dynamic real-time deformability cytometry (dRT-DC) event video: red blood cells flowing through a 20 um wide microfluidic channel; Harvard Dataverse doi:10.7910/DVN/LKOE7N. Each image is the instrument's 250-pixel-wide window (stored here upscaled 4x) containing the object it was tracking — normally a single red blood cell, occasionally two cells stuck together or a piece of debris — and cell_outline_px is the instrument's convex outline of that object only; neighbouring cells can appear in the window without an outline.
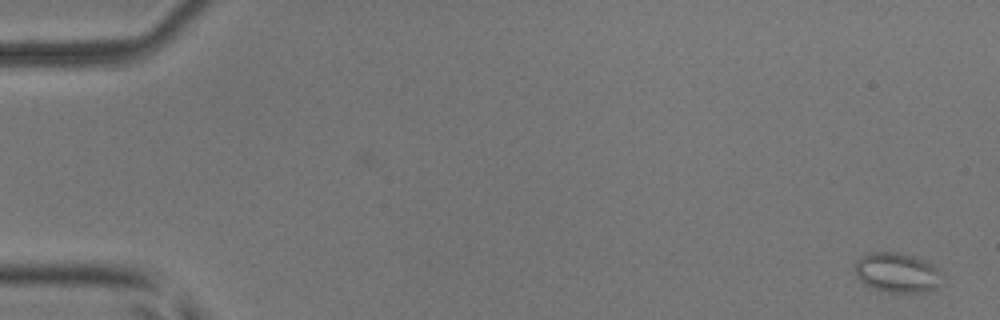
{"species": "common noctule bat (a hibernating species)", "species_latin": "Nyctalus noctula", "temperature_condition": "room temperature", "stored_images_in_passage": 52, "camera_frame_rate_fps": 3000, "um_per_image_px": 0.085, "animal": {"sex": "male", "body_mass_g": 17.9, "forearm_length_mm": 54.2}, "frame": {"image": 1, "passage_image": 1, "time_ms": 0.0, "image_size_px": [1000, 320], "cell_outline_px": [[940, 284], [936, 288], [928, 292], [880, 292], [864, 284], [856, 276], [856, 260], [860, 256], [868, 252], [900, 252], [924, 260], [932, 264], [940, 272]], "centroid_in_image_um": [76.22, 23.18], "position_along_channel_um": 8.8, "area_um2": 20.35}}
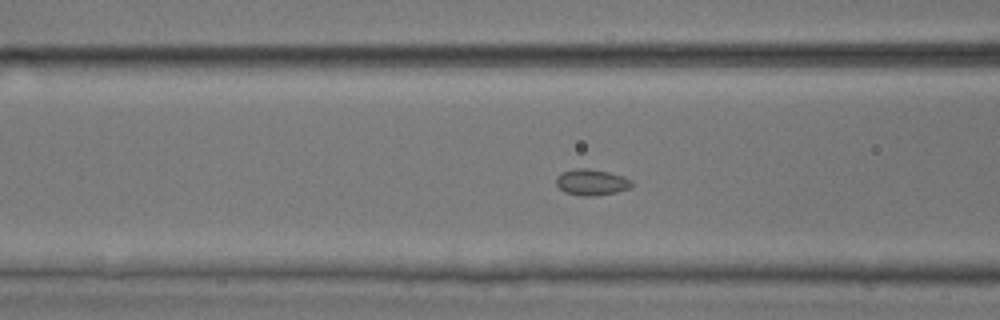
{"frame": {"image": 2, "passage_image": 21, "time_ms": 6.667, "image_size_px": [1000, 320], "cell_outline_px": [[632, 184], [628, 188], [616, 192], [592, 196], [580, 196], [564, 192], [556, 184], [556, 176], [560, 172], [576, 168], [588, 168], [608, 172], [624, 176], [632, 180]], "centroid_in_image_um": [50.24, 15.48], "position_along_channel_um": 116.4, "area_um2": 11.56}}
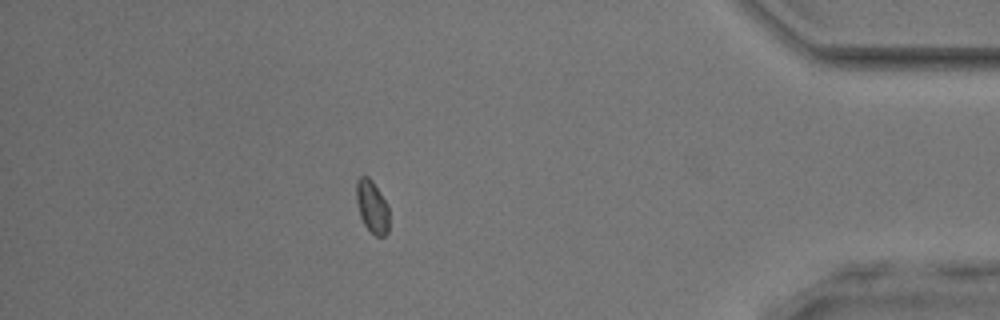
{"frame": {"image": 3, "passage_image": 46, "time_ms": 15.0, "image_size_px": [1000, 320], "cell_outline_px": [[388, 232], [384, 236], [376, 236], [364, 224], [360, 216], [356, 200], [356, 180], [360, 176], [368, 176], [372, 180], [388, 204]], "centroid_in_image_um": [31.62, 17.54], "position_along_channel_um": 403.6, "area_um2": 10.06}}